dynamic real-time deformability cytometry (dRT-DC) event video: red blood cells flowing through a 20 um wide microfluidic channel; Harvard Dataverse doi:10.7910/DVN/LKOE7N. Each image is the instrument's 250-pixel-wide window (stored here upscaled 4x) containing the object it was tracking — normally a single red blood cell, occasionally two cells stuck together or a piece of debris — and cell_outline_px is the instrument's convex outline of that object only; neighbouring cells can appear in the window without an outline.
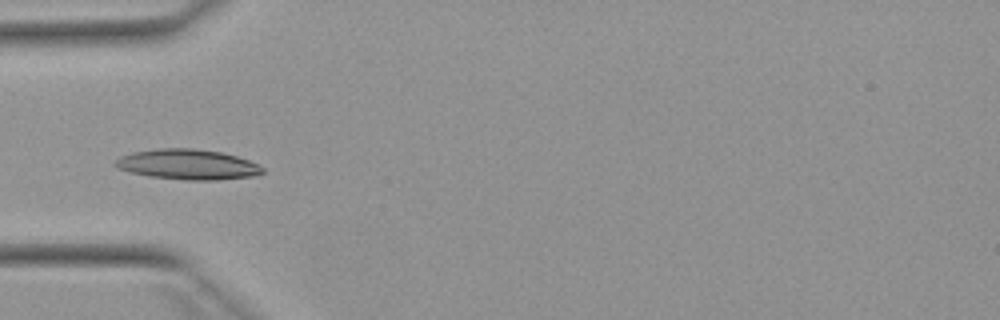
{"species": "Egyptian fruit bat (a non-hibernating species)", "species_latin": "Rousettus aegyptiacus", "temperature_condition": "warm", "stored_images_in_passage": 6, "camera_frame_rate_fps": 3000, "um_per_image_px": 0.085, "animal": {"sex": "female"}, "frame": {"image": 1, "passage_image": 3, "time_ms": 0.667, "image_size_px": [1000, 320], "cell_outline_px": [[264, 172], [252, 176], [220, 180], [184, 180], [148, 176], [128, 172], [116, 168], [112, 164], [120, 156], [132, 152], [160, 148], [192, 148], [220, 152], [236, 156], [248, 160], [264, 168]], "centroid_in_image_um": [15.9, 13.98], "position_along_channel_um": 69.1, "area_um2": 26.07}}